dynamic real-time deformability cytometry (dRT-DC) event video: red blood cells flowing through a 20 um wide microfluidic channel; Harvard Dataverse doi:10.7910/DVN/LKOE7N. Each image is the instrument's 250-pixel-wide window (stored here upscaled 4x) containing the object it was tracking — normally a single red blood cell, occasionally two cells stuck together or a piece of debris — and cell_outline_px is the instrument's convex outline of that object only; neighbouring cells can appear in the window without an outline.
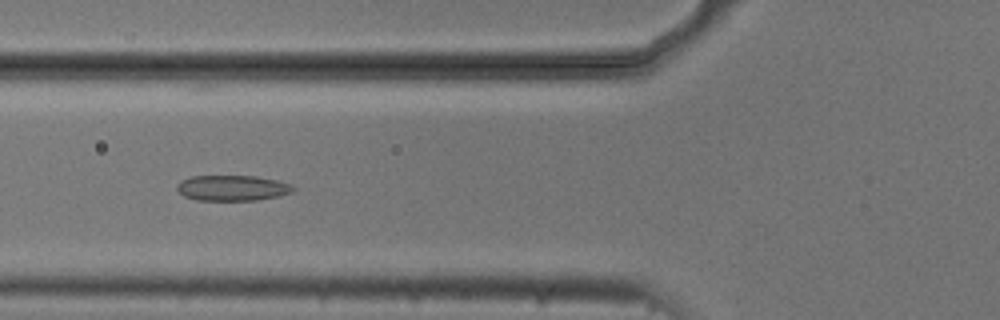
{"species": "common noctule bat (a hibernating species)", "species_latin": "Nyctalus noctula", "temperature_condition": "cold", "stored_images_in_passage": 37, "camera_frame_rate_fps": 3000, "um_per_image_px": 0.085, "animal": {"sex": "male", "body_mass_g": 20.5, "forearm_length_mm": 52.5}, "frame": {"image": 1, "passage_image": 15, "time_ms": 4.667, "image_size_px": [1000, 320], "cell_outline_px": [[296, 188], [292, 192], [280, 196], [256, 200], [196, 200], [184, 196], [176, 188], [180, 180], [192, 176], [256, 176], [276, 180], [288, 184]], "centroid_in_image_um": [19.74, 15.98], "position_along_channel_um": 106.1, "area_um2": 17.22}}
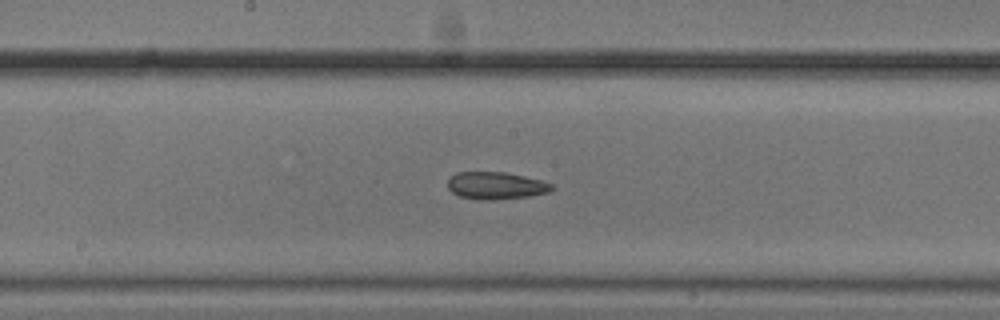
{"frame": {"image": 2, "passage_image": 23, "time_ms": 7.333, "image_size_px": [1000, 320], "cell_outline_px": [[556, 188], [548, 192], [528, 196], [484, 200], [476, 200], [460, 196], [452, 192], [448, 188], [448, 180], [456, 172], [504, 172], [524, 176], [540, 180], [552, 184]], "centroid_in_image_um": [42.14, 15.77], "position_along_channel_um": 206.1, "area_um2": 16.42}}
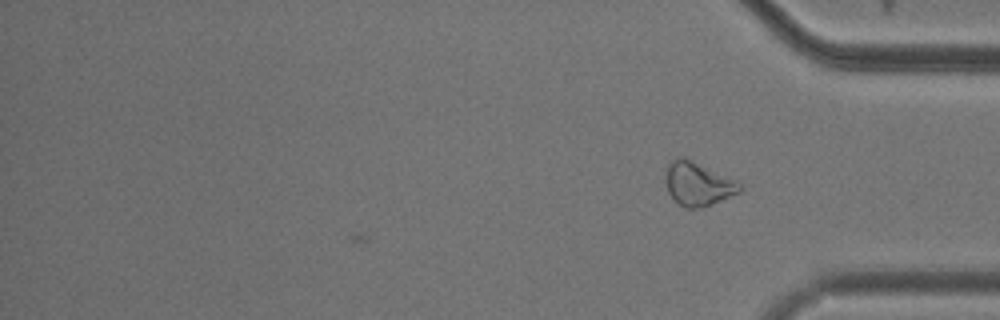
{"frame": {"image": 3, "passage_image": 37, "time_ms": 12.0, "image_size_px": [1000, 320], "cell_outline_px": [[744, 188], [740, 192], [704, 208], [684, 208], [668, 192], [668, 164], [672, 160], [680, 156], [736, 180]], "centroid_in_image_um": [59.38, 15.67], "position_along_channel_um": 375.8, "area_um2": 18.26}, "authors_computed_cell_mechanics": {"area_um2": 17.2244, "velocity_mm_per_s": 3.7221, "shape_relaxation_time_tau1_ms": null, "shape_relaxation_time_tau2_ms": 5.6222, "deformation_change_tau1": null, "deformation_change_tau2": 0.1364}}